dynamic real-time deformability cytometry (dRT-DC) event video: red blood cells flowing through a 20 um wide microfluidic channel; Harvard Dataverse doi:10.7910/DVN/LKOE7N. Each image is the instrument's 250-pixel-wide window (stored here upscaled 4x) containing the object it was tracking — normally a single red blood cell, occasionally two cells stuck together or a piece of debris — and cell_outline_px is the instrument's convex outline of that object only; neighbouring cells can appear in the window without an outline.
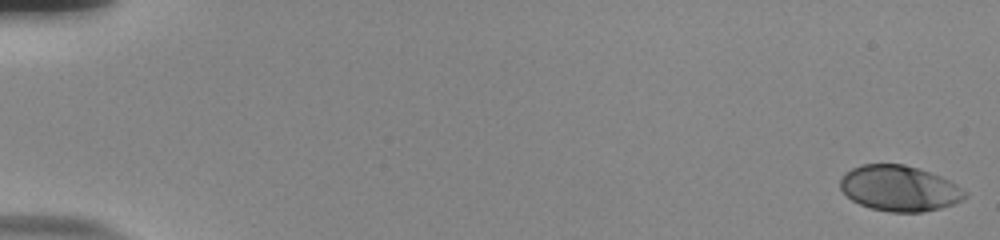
{"species": "human", "species_latin": "Homo sapiens", "temperature_condition": "room temperature", "stored_images_in_passage": 56, "camera_frame_rate_fps": 3000, "um_per_image_px": 0.085, "donor": {"sex": "male"}, "frame": {"image": 1, "passage_image": 1, "time_ms": 0.0, "image_size_px": [1000, 240], "cell_outline_px": [[968, 196], [964, 200], [940, 208], [920, 212], [888, 212], [872, 208], [860, 204], [852, 200], [840, 188], [840, 180], [844, 172], [860, 164], [904, 164], [940, 176], [956, 184], [968, 192]], "centroid_in_image_um": [76.45, 16.01], "position_along_channel_um": 8.5, "area_um2": 33.12}}
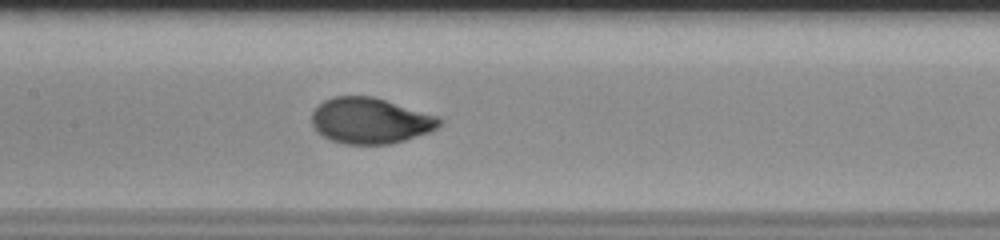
{"frame": {"image": 2, "passage_image": 29, "time_ms": 9.333, "image_size_px": [1000, 240], "cell_outline_px": [[444, 120], [436, 128], [428, 132], [404, 140], [388, 144], [344, 144], [328, 140], [316, 132], [312, 124], [312, 112], [324, 100], [332, 96], [372, 96], [440, 116]], "centroid_in_image_um": [31.46, 10.26], "position_along_channel_um": 175.9, "area_um2": 34.28}}
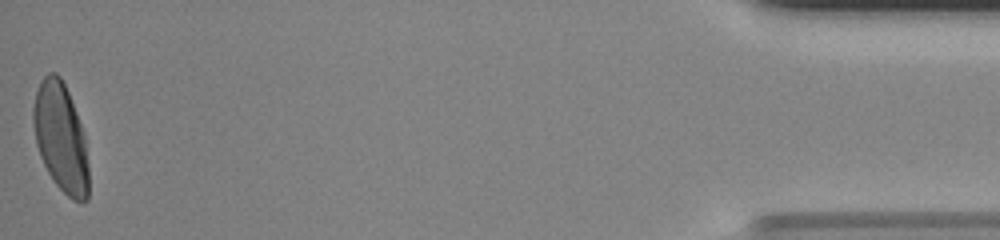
{"frame": {"image": 3, "passage_image": 56, "time_ms": 18.333, "image_size_px": [1000, 240], "cell_outline_px": [[88, 200], [72, 200], [52, 180], [40, 156], [36, 144], [32, 124], [32, 108], [36, 92], [40, 80], [48, 72], [56, 72], [60, 76], [68, 92], [84, 132], [88, 164]], "centroid_in_image_um": [5.14, 11.66], "position_along_channel_um": 430.1, "area_um2": 35.2}, "authors_computed_cell_mechanics": {"area_um2": 33.7841, "velocity_mm_per_s": 3.7539, "shape_relaxation_time_tau1_ms": 2.8851, "shape_relaxation_time_tau2_ms": null, "deformation_change_tau1": 0.1584, "deformation_change_tau2": null}}